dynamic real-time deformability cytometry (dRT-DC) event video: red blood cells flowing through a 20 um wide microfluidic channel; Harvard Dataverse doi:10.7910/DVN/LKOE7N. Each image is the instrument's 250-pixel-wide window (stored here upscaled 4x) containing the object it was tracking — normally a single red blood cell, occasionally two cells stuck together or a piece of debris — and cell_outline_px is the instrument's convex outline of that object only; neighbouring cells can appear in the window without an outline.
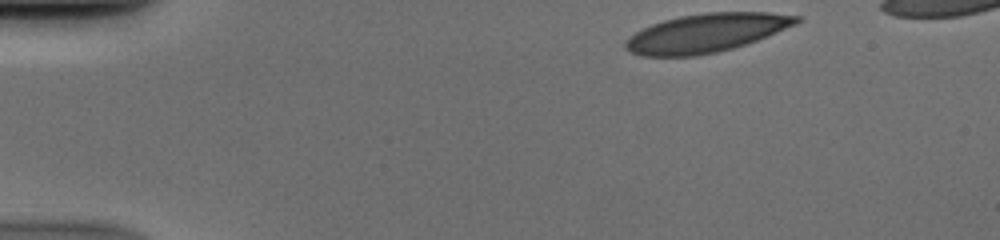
{"species": "human", "species_latin": "Homo sapiens", "temperature_condition": "cold", "stored_images_in_passage": 44, "camera_frame_rate_fps": 3000, "um_per_image_px": 0.085, "donor": {"sex": "male"}, "frame": {"image": 1, "passage_image": 1, "time_ms": 0.0, "image_size_px": [1000, 240], "cell_outline_px": [[800, 20], [796, 24], [748, 44], [716, 52], [696, 56], [640, 56], [624, 48], [624, 40], [628, 36], [652, 24], [664, 20], [680, 16], [708, 12], [768, 12], [800, 16]], "centroid_in_image_um": [60.01, 2.8], "position_along_channel_um": 25.0, "area_um2": 38.44}}
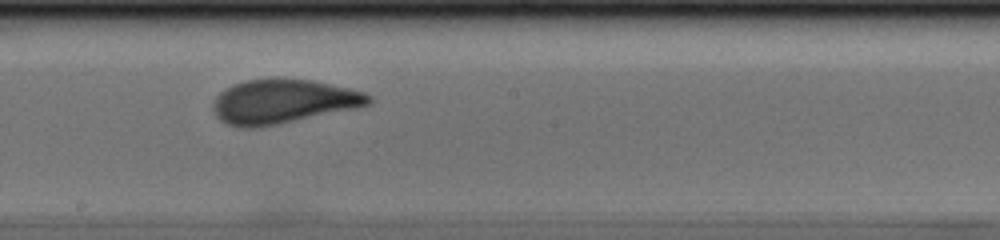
{"frame": {"image": 2, "passage_image": 23, "time_ms": 7.333, "image_size_px": [1000, 240], "cell_outline_px": [[372, 104], [356, 108], [260, 128], [236, 128], [220, 120], [216, 116], [212, 108], [212, 104], [216, 96], [224, 88], [232, 84], [244, 80], [272, 76], [276, 76], [312, 80], [348, 88], [364, 92], [372, 96]], "centroid_in_image_um": [24.02, 8.61], "position_along_channel_um": 224.2, "area_um2": 41.04}}
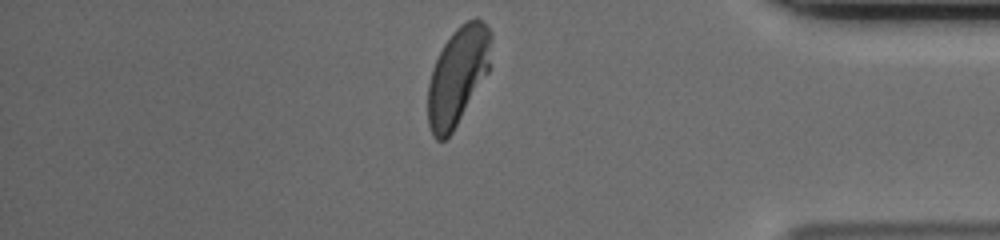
{"frame": {"image": 3, "passage_image": 38, "time_ms": 12.333, "image_size_px": [1000, 240], "cell_outline_px": [[492, 36], [488, 72], [452, 132], [444, 140], [436, 140], [432, 136], [428, 124], [428, 84], [432, 68], [444, 44], [452, 32], [460, 24], [476, 16], [484, 20], [492, 32]], "centroid_in_image_um": [38.91, 6.4], "position_along_channel_um": 396.3, "area_um2": 36.07}}